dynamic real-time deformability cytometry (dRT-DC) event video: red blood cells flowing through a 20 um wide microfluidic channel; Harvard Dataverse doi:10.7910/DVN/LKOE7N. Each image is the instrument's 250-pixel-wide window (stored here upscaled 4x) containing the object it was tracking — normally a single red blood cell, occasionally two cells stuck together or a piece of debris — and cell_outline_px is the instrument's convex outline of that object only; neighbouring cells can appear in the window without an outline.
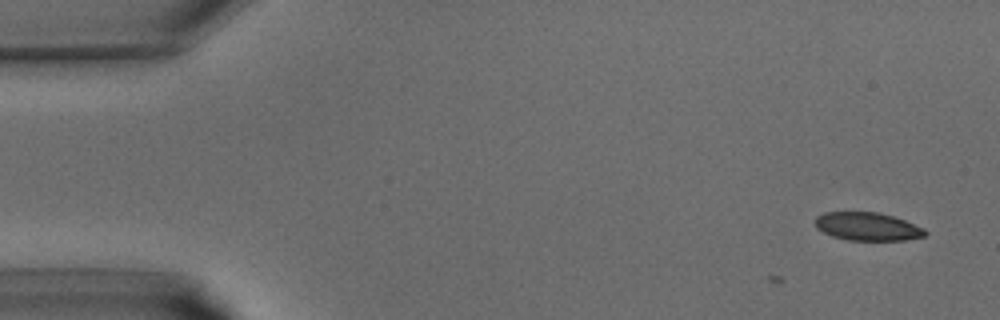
{"species": "common noctule bat (a hibernating species)", "species_latin": "Nyctalus noctula", "temperature_condition": "warm", "stored_images_in_passage": 4, "camera_frame_rate_fps": 3000, "um_per_image_px": 0.085, "animal": {"sex": "male", "body_mass_g": 15.6}, "frame": {"image": 1, "passage_image": 1, "time_ms": 0.0, "image_size_px": [1000, 320], "cell_outline_px": [[928, 232], [924, 236], [904, 240], [848, 240], [832, 236], [816, 228], [816, 216], [824, 212], [880, 212], [904, 220], [924, 228]], "centroid_in_image_um": [73.73, 19.25], "position_along_channel_um": 11.3, "area_um2": 17.98}}